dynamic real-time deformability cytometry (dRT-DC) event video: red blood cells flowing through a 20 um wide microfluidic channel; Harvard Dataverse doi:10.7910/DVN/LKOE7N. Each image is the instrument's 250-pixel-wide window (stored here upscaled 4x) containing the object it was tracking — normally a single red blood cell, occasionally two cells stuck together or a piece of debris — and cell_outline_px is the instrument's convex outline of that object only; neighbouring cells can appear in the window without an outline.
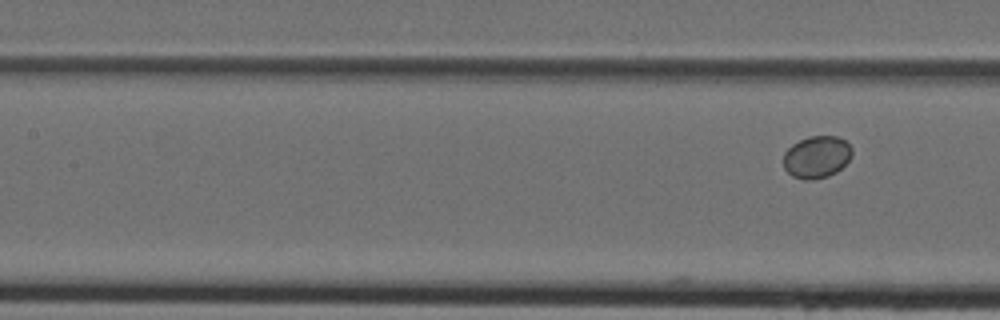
{"species": "Egyptian fruit bat (a non-hibernating species)", "species_latin": "Rousettus aegyptiacus", "temperature_condition": "cold", "stored_images_in_passage": 6, "camera_frame_rate_fps": 3000, "um_per_image_px": 0.085, "animal": {"sex": "female"}, "frame": {"image": 1, "passage_image": 6, "time_ms": 1.667, "image_size_px": [1000, 320], "cell_outline_px": [[852, 156], [836, 172], [828, 176], [812, 180], [804, 180], [792, 176], [784, 168], [784, 152], [792, 144], [808, 136], [836, 136], [844, 140], [852, 148]], "centroid_in_image_um": [69.4, 13.34], "position_along_channel_um": 138.0, "area_um2": 16.82}}